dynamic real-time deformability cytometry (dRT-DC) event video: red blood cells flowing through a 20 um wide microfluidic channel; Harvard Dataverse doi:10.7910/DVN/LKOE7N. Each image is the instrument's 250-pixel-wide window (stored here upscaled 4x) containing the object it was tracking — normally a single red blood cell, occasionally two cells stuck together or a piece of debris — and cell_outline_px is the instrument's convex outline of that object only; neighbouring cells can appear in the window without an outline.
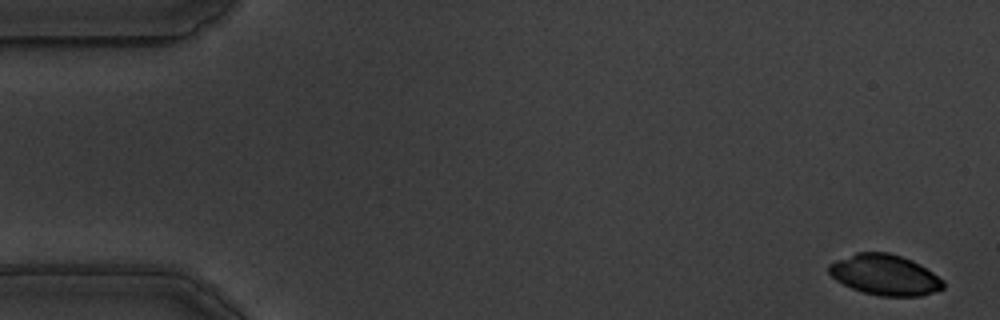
{"species": "common noctule bat (a hibernating species)", "species_latin": "Nyctalus noctula", "temperature_condition": "warm", "stored_images_in_passage": 58, "camera_frame_rate_fps": 3000, "um_per_image_px": 0.085, "animal": {"sex": "male", "body_mass_g": 19.5, "forearm_length_mm": 54.6}, "frame": {"image": 1, "passage_image": 2, "time_ms": 0.333, "image_size_px": [1000, 320], "cell_outline_px": [[944, 288], [920, 296], [880, 296], [864, 292], [852, 288], [836, 280], [828, 272], [828, 264], [836, 260], [856, 252], [888, 252], [912, 260], [920, 264], [944, 280]], "centroid_in_image_um": [75.21, 23.35], "position_along_channel_um": 9.8, "area_um2": 26.99}}
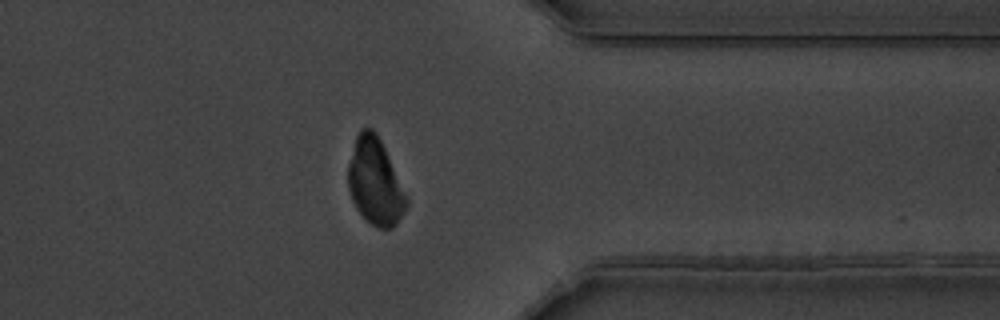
{"frame": {"image": 2, "passage_image": 46, "time_ms": 15.0, "image_size_px": [1000, 320], "cell_outline_px": [[408, 204], [396, 224], [392, 228], [380, 228], [372, 224], [356, 208], [352, 200], [348, 188], [348, 164], [356, 136], [360, 128], [372, 128], [376, 132], [408, 196]], "centroid_in_image_um": [31.88, 15.44], "position_along_channel_um": 379.5, "area_um2": 29.13}}
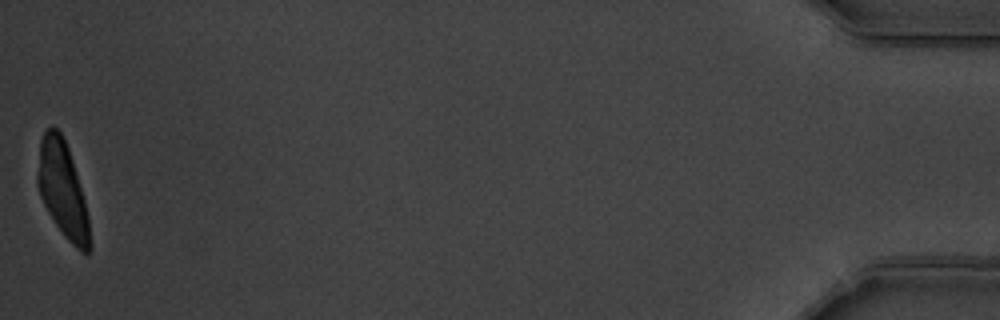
{"frame": {"image": 3, "passage_image": 58, "time_ms": 19.0, "image_size_px": [1000, 320], "cell_outline_px": [[92, 248], [88, 252], [80, 252], [64, 236], [48, 212], [40, 196], [36, 180], [36, 176], [40, 140], [44, 132], [52, 124], [60, 132], [68, 148], [72, 160], [84, 200], [88, 216]], "centroid_in_image_um": [5.31, 16.13], "position_along_channel_um": 429.9, "area_um2": 28.96}}